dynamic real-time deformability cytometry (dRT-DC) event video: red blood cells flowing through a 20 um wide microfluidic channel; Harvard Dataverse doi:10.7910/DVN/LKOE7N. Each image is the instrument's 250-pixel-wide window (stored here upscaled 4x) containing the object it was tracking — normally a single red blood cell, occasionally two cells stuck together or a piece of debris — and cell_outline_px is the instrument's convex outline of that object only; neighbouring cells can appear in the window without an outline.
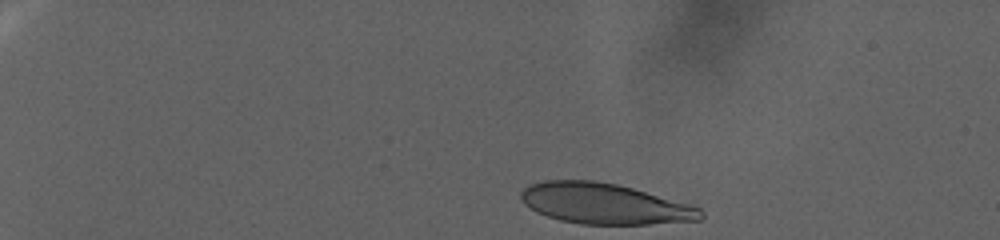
{"species": "human", "species_latin": "Homo sapiens", "temperature_condition": "warm", "stored_images_in_passage": 75, "camera_frame_rate_fps": 3000, "um_per_image_px": 0.085, "donor": {"sex": "female"}, "frame": {"image": 1, "passage_image": 1, "time_ms": 0.0, "image_size_px": [1000, 240], "cell_outline_px": [[704, 216], [700, 220], [648, 224], [580, 224], [560, 220], [536, 212], [524, 204], [520, 200], [520, 192], [528, 184], [544, 180], [592, 180], [616, 184], [632, 188], [688, 204], [700, 208], [704, 212]], "centroid_in_image_um": [51.33, 17.31], "position_along_channel_um": 33.7, "area_um2": 42.54}}
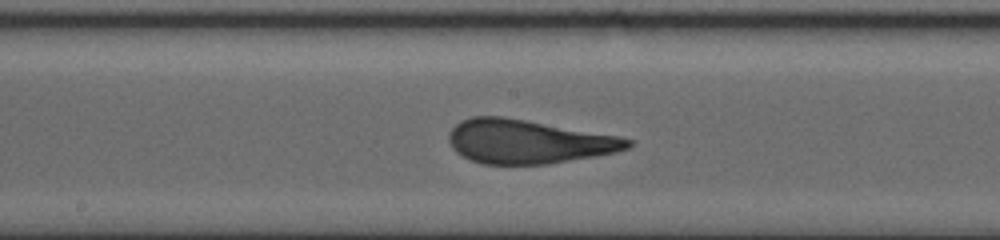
{"frame": {"image": 2, "passage_image": 42, "time_ms": 13.667, "image_size_px": [1000, 240], "cell_outline_px": [[632, 144], [628, 148], [616, 152], [596, 156], [548, 164], [484, 164], [472, 160], [456, 152], [452, 148], [448, 140], [448, 132], [460, 120], [472, 116], [504, 116], [616, 136], [632, 140]], "centroid_in_image_um": [44.84, 12.03], "position_along_channel_um": 203.4, "area_um2": 45.49}}
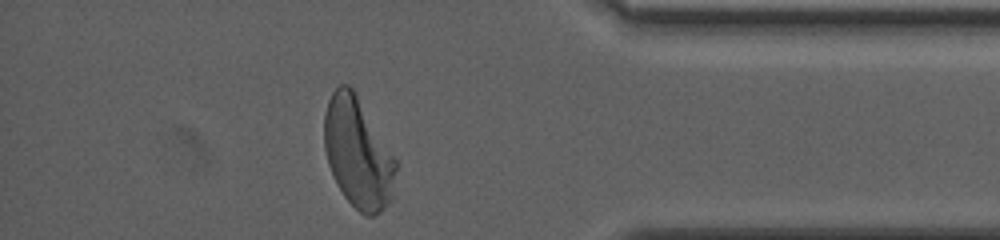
{"frame": {"image": 3, "passage_image": 73, "time_ms": 24.0, "image_size_px": [1000, 240], "cell_outline_px": [[396, 168], [392, 200], [380, 212], [372, 216], [364, 216], [344, 196], [336, 184], [328, 164], [324, 148], [324, 116], [328, 100], [332, 92], [340, 84], [348, 84], [352, 88], [396, 160]], "centroid_in_image_um": [30.4, 13.03], "position_along_channel_um": 404.8, "area_um2": 45.6}}